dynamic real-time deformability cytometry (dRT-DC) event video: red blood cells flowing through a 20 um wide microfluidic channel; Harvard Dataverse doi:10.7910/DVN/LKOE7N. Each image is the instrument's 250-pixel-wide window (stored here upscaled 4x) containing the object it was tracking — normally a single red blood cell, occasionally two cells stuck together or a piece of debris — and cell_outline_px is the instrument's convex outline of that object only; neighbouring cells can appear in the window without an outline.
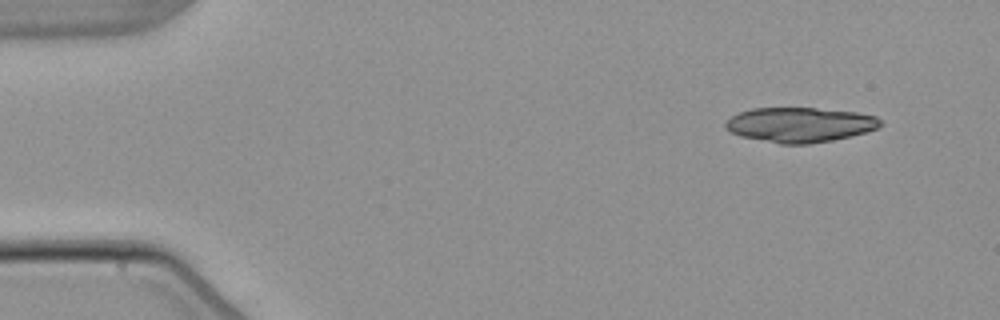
{"species": "common noctule bat (a hibernating species)", "species_latin": "Nyctalus noctula", "temperature_condition": "warm", "stored_images_in_passage": 4, "camera_frame_rate_fps": 3000, "um_per_image_px": 0.085, "animal": {"sex": "male", "body_mass_g": 21.5, "forearm_length_mm": 52.0}, "frame": {"image": 1, "passage_image": 1, "time_ms": 0.0, "image_size_px": [1000, 320], "cell_outline_px": [[884, 124], [876, 128], [852, 136], [832, 140], [808, 144], [780, 144], [740, 136], [724, 128], [724, 124], [732, 116], [740, 112], [752, 108], [816, 108], [856, 112], [876, 116], [884, 120]], "centroid_in_image_um": [68.01, 10.6], "position_along_channel_um": 17.0, "area_um2": 31.5}}